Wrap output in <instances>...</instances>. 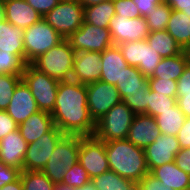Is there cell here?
<instances>
[{"instance_id":"6da1fadb","label":"cell","mask_w":190,"mask_h":190,"mask_svg":"<svg viewBox=\"0 0 190 190\" xmlns=\"http://www.w3.org/2000/svg\"><path fill=\"white\" fill-rule=\"evenodd\" d=\"M51 116L64 135H93L95 122L89 114L86 85L72 80L60 81Z\"/></svg>"},{"instance_id":"7a4b0ae2","label":"cell","mask_w":190,"mask_h":190,"mask_svg":"<svg viewBox=\"0 0 190 190\" xmlns=\"http://www.w3.org/2000/svg\"><path fill=\"white\" fill-rule=\"evenodd\" d=\"M108 164L111 171L137 183L150 173L144 149L135 146L127 139L105 142Z\"/></svg>"},{"instance_id":"3957f363","label":"cell","mask_w":190,"mask_h":190,"mask_svg":"<svg viewBox=\"0 0 190 190\" xmlns=\"http://www.w3.org/2000/svg\"><path fill=\"white\" fill-rule=\"evenodd\" d=\"M75 50L67 39L39 55L30 64L39 71L58 80H71Z\"/></svg>"},{"instance_id":"277c9868","label":"cell","mask_w":190,"mask_h":190,"mask_svg":"<svg viewBox=\"0 0 190 190\" xmlns=\"http://www.w3.org/2000/svg\"><path fill=\"white\" fill-rule=\"evenodd\" d=\"M80 136L65 135L56 145L42 172L54 183L61 184L67 169L79 160Z\"/></svg>"},{"instance_id":"5b68a950","label":"cell","mask_w":190,"mask_h":190,"mask_svg":"<svg viewBox=\"0 0 190 190\" xmlns=\"http://www.w3.org/2000/svg\"><path fill=\"white\" fill-rule=\"evenodd\" d=\"M135 113L122 101L95 122L94 136L104 142L126 139Z\"/></svg>"},{"instance_id":"8992f818","label":"cell","mask_w":190,"mask_h":190,"mask_svg":"<svg viewBox=\"0 0 190 190\" xmlns=\"http://www.w3.org/2000/svg\"><path fill=\"white\" fill-rule=\"evenodd\" d=\"M21 78L31 90L38 109L52 113L60 81L39 71L31 64L25 65Z\"/></svg>"},{"instance_id":"52a82bcc","label":"cell","mask_w":190,"mask_h":190,"mask_svg":"<svg viewBox=\"0 0 190 190\" xmlns=\"http://www.w3.org/2000/svg\"><path fill=\"white\" fill-rule=\"evenodd\" d=\"M64 38L43 18L23 31L25 64L55 47Z\"/></svg>"},{"instance_id":"ba28073f","label":"cell","mask_w":190,"mask_h":190,"mask_svg":"<svg viewBox=\"0 0 190 190\" xmlns=\"http://www.w3.org/2000/svg\"><path fill=\"white\" fill-rule=\"evenodd\" d=\"M43 19L67 39L83 25L84 7L79 0H60Z\"/></svg>"},{"instance_id":"9c48e42d","label":"cell","mask_w":190,"mask_h":190,"mask_svg":"<svg viewBox=\"0 0 190 190\" xmlns=\"http://www.w3.org/2000/svg\"><path fill=\"white\" fill-rule=\"evenodd\" d=\"M78 160L88 173L90 179L110 170L105 142L94 135L80 136Z\"/></svg>"},{"instance_id":"30bf717a","label":"cell","mask_w":190,"mask_h":190,"mask_svg":"<svg viewBox=\"0 0 190 190\" xmlns=\"http://www.w3.org/2000/svg\"><path fill=\"white\" fill-rule=\"evenodd\" d=\"M130 66L137 67L145 77H151L162 57L146 39L123 42L117 45Z\"/></svg>"},{"instance_id":"8fae6325","label":"cell","mask_w":190,"mask_h":190,"mask_svg":"<svg viewBox=\"0 0 190 190\" xmlns=\"http://www.w3.org/2000/svg\"><path fill=\"white\" fill-rule=\"evenodd\" d=\"M65 135L54 125L36 142L28 144L23 163V171H42L57 143Z\"/></svg>"},{"instance_id":"7c38bea8","label":"cell","mask_w":190,"mask_h":190,"mask_svg":"<svg viewBox=\"0 0 190 190\" xmlns=\"http://www.w3.org/2000/svg\"><path fill=\"white\" fill-rule=\"evenodd\" d=\"M75 52H103L114 45L108 28H101L83 22V25L67 38Z\"/></svg>"},{"instance_id":"4fadbf2b","label":"cell","mask_w":190,"mask_h":190,"mask_svg":"<svg viewBox=\"0 0 190 190\" xmlns=\"http://www.w3.org/2000/svg\"><path fill=\"white\" fill-rule=\"evenodd\" d=\"M87 105L94 122L121 102L117 87L102 80L86 85Z\"/></svg>"},{"instance_id":"5bb4252c","label":"cell","mask_w":190,"mask_h":190,"mask_svg":"<svg viewBox=\"0 0 190 190\" xmlns=\"http://www.w3.org/2000/svg\"><path fill=\"white\" fill-rule=\"evenodd\" d=\"M114 45L146 39L150 33L144 17L127 18L115 15L108 26Z\"/></svg>"},{"instance_id":"9a60e30c","label":"cell","mask_w":190,"mask_h":190,"mask_svg":"<svg viewBox=\"0 0 190 190\" xmlns=\"http://www.w3.org/2000/svg\"><path fill=\"white\" fill-rule=\"evenodd\" d=\"M181 147L177 136L161 134L144 149L149 171L166 163H172Z\"/></svg>"},{"instance_id":"2e32d148","label":"cell","mask_w":190,"mask_h":190,"mask_svg":"<svg viewBox=\"0 0 190 190\" xmlns=\"http://www.w3.org/2000/svg\"><path fill=\"white\" fill-rule=\"evenodd\" d=\"M101 69V52H75L71 80L84 85L94 83L100 80Z\"/></svg>"},{"instance_id":"e0dca14e","label":"cell","mask_w":190,"mask_h":190,"mask_svg":"<svg viewBox=\"0 0 190 190\" xmlns=\"http://www.w3.org/2000/svg\"><path fill=\"white\" fill-rule=\"evenodd\" d=\"M5 111L17 125L23 123L32 114L39 111L31 90L23 80L17 84L11 101Z\"/></svg>"},{"instance_id":"ac0fdd59","label":"cell","mask_w":190,"mask_h":190,"mask_svg":"<svg viewBox=\"0 0 190 190\" xmlns=\"http://www.w3.org/2000/svg\"><path fill=\"white\" fill-rule=\"evenodd\" d=\"M27 147L28 143L21 136L19 129L10 132L0 140V162L23 171Z\"/></svg>"},{"instance_id":"d6986e66","label":"cell","mask_w":190,"mask_h":190,"mask_svg":"<svg viewBox=\"0 0 190 190\" xmlns=\"http://www.w3.org/2000/svg\"><path fill=\"white\" fill-rule=\"evenodd\" d=\"M160 135L161 131L153 116L136 114L126 139L135 146L145 149L148 145L155 142Z\"/></svg>"},{"instance_id":"ffe728a7","label":"cell","mask_w":190,"mask_h":190,"mask_svg":"<svg viewBox=\"0 0 190 190\" xmlns=\"http://www.w3.org/2000/svg\"><path fill=\"white\" fill-rule=\"evenodd\" d=\"M42 18L26 0H4V19L14 26L25 30Z\"/></svg>"},{"instance_id":"44dd1931","label":"cell","mask_w":190,"mask_h":190,"mask_svg":"<svg viewBox=\"0 0 190 190\" xmlns=\"http://www.w3.org/2000/svg\"><path fill=\"white\" fill-rule=\"evenodd\" d=\"M101 64L100 80L112 85H116L117 81H120L124 68L129 65L117 45L101 52Z\"/></svg>"},{"instance_id":"7402d4cb","label":"cell","mask_w":190,"mask_h":190,"mask_svg":"<svg viewBox=\"0 0 190 190\" xmlns=\"http://www.w3.org/2000/svg\"><path fill=\"white\" fill-rule=\"evenodd\" d=\"M54 126L51 113L39 110L18 125L23 139L28 143L36 142Z\"/></svg>"},{"instance_id":"603a6c76","label":"cell","mask_w":190,"mask_h":190,"mask_svg":"<svg viewBox=\"0 0 190 190\" xmlns=\"http://www.w3.org/2000/svg\"><path fill=\"white\" fill-rule=\"evenodd\" d=\"M150 174L171 190H185L190 187V175L181 170L175 162L153 168Z\"/></svg>"},{"instance_id":"cb8c5ba5","label":"cell","mask_w":190,"mask_h":190,"mask_svg":"<svg viewBox=\"0 0 190 190\" xmlns=\"http://www.w3.org/2000/svg\"><path fill=\"white\" fill-rule=\"evenodd\" d=\"M23 31L5 19L0 21V50L16 54L25 63Z\"/></svg>"},{"instance_id":"d4e9b609","label":"cell","mask_w":190,"mask_h":190,"mask_svg":"<svg viewBox=\"0 0 190 190\" xmlns=\"http://www.w3.org/2000/svg\"><path fill=\"white\" fill-rule=\"evenodd\" d=\"M120 98L126 94L146 93L149 90L148 78L137 68L128 65L124 68L116 85Z\"/></svg>"},{"instance_id":"484cf974","label":"cell","mask_w":190,"mask_h":190,"mask_svg":"<svg viewBox=\"0 0 190 190\" xmlns=\"http://www.w3.org/2000/svg\"><path fill=\"white\" fill-rule=\"evenodd\" d=\"M166 30L183 50L190 45V16L172 10Z\"/></svg>"},{"instance_id":"4316f807","label":"cell","mask_w":190,"mask_h":190,"mask_svg":"<svg viewBox=\"0 0 190 190\" xmlns=\"http://www.w3.org/2000/svg\"><path fill=\"white\" fill-rule=\"evenodd\" d=\"M188 61L185 52L167 58H162L153 75L148 78H161L177 81L183 74Z\"/></svg>"},{"instance_id":"83f0119b","label":"cell","mask_w":190,"mask_h":190,"mask_svg":"<svg viewBox=\"0 0 190 190\" xmlns=\"http://www.w3.org/2000/svg\"><path fill=\"white\" fill-rule=\"evenodd\" d=\"M146 40L150 47L158 52L162 58L172 57L183 52L182 47L167 30L150 32Z\"/></svg>"},{"instance_id":"f1b7e54d","label":"cell","mask_w":190,"mask_h":190,"mask_svg":"<svg viewBox=\"0 0 190 190\" xmlns=\"http://www.w3.org/2000/svg\"><path fill=\"white\" fill-rule=\"evenodd\" d=\"M115 15L113 0L84 7V21L97 27L108 28L110 20Z\"/></svg>"},{"instance_id":"f546056e","label":"cell","mask_w":190,"mask_h":190,"mask_svg":"<svg viewBox=\"0 0 190 190\" xmlns=\"http://www.w3.org/2000/svg\"><path fill=\"white\" fill-rule=\"evenodd\" d=\"M155 120L161 134L177 136L186 120V116L181 112L178 104H176L174 107L156 116Z\"/></svg>"},{"instance_id":"4dcf8cb0","label":"cell","mask_w":190,"mask_h":190,"mask_svg":"<svg viewBox=\"0 0 190 190\" xmlns=\"http://www.w3.org/2000/svg\"><path fill=\"white\" fill-rule=\"evenodd\" d=\"M97 190H136V183L114 171H106L91 179Z\"/></svg>"},{"instance_id":"1f68e13d","label":"cell","mask_w":190,"mask_h":190,"mask_svg":"<svg viewBox=\"0 0 190 190\" xmlns=\"http://www.w3.org/2000/svg\"><path fill=\"white\" fill-rule=\"evenodd\" d=\"M23 190H54L55 184L42 171H21Z\"/></svg>"},{"instance_id":"d6a6232c","label":"cell","mask_w":190,"mask_h":190,"mask_svg":"<svg viewBox=\"0 0 190 190\" xmlns=\"http://www.w3.org/2000/svg\"><path fill=\"white\" fill-rule=\"evenodd\" d=\"M172 9L167 3L158 4L152 13L145 17L150 32L166 30Z\"/></svg>"},{"instance_id":"836d02e7","label":"cell","mask_w":190,"mask_h":190,"mask_svg":"<svg viewBox=\"0 0 190 190\" xmlns=\"http://www.w3.org/2000/svg\"><path fill=\"white\" fill-rule=\"evenodd\" d=\"M177 104V99L173 97H168L162 93H156L150 90V96H148V107L147 114L153 116L154 118L164 111L169 110Z\"/></svg>"},{"instance_id":"e575fe53","label":"cell","mask_w":190,"mask_h":190,"mask_svg":"<svg viewBox=\"0 0 190 190\" xmlns=\"http://www.w3.org/2000/svg\"><path fill=\"white\" fill-rule=\"evenodd\" d=\"M22 75L0 74V110L8 107L17 84L22 80Z\"/></svg>"},{"instance_id":"d590c367","label":"cell","mask_w":190,"mask_h":190,"mask_svg":"<svg viewBox=\"0 0 190 190\" xmlns=\"http://www.w3.org/2000/svg\"><path fill=\"white\" fill-rule=\"evenodd\" d=\"M25 65L16 54L0 50V74L22 75Z\"/></svg>"},{"instance_id":"8d00e7d4","label":"cell","mask_w":190,"mask_h":190,"mask_svg":"<svg viewBox=\"0 0 190 190\" xmlns=\"http://www.w3.org/2000/svg\"><path fill=\"white\" fill-rule=\"evenodd\" d=\"M89 181H91V179L88 173L80 165V163L77 162L72 167L67 169V172L64 174L63 181L61 184L76 188L82 187Z\"/></svg>"},{"instance_id":"74e56055","label":"cell","mask_w":190,"mask_h":190,"mask_svg":"<svg viewBox=\"0 0 190 190\" xmlns=\"http://www.w3.org/2000/svg\"><path fill=\"white\" fill-rule=\"evenodd\" d=\"M148 96H150V89L146 93L126 94L121 98V101L125 103L136 114H147Z\"/></svg>"},{"instance_id":"f35d334b","label":"cell","mask_w":190,"mask_h":190,"mask_svg":"<svg viewBox=\"0 0 190 190\" xmlns=\"http://www.w3.org/2000/svg\"><path fill=\"white\" fill-rule=\"evenodd\" d=\"M149 89L165 96L176 98L177 81L161 78H148Z\"/></svg>"},{"instance_id":"ab89813d","label":"cell","mask_w":190,"mask_h":190,"mask_svg":"<svg viewBox=\"0 0 190 190\" xmlns=\"http://www.w3.org/2000/svg\"><path fill=\"white\" fill-rule=\"evenodd\" d=\"M113 4L116 15L127 18H136L141 16L138 7L132 0H113Z\"/></svg>"},{"instance_id":"60d3db41","label":"cell","mask_w":190,"mask_h":190,"mask_svg":"<svg viewBox=\"0 0 190 190\" xmlns=\"http://www.w3.org/2000/svg\"><path fill=\"white\" fill-rule=\"evenodd\" d=\"M21 170L3 165L0 162V188L4 187L6 184L15 182L20 178Z\"/></svg>"},{"instance_id":"b9f144b4","label":"cell","mask_w":190,"mask_h":190,"mask_svg":"<svg viewBox=\"0 0 190 190\" xmlns=\"http://www.w3.org/2000/svg\"><path fill=\"white\" fill-rule=\"evenodd\" d=\"M136 190H171V189L164 187L160 180H158L153 175L148 173L136 183Z\"/></svg>"},{"instance_id":"7bdbcfd3","label":"cell","mask_w":190,"mask_h":190,"mask_svg":"<svg viewBox=\"0 0 190 190\" xmlns=\"http://www.w3.org/2000/svg\"><path fill=\"white\" fill-rule=\"evenodd\" d=\"M17 129L18 125L11 116L6 111L0 110V140Z\"/></svg>"},{"instance_id":"ee69618b","label":"cell","mask_w":190,"mask_h":190,"mask_svg":"<svg viewBox=\"0 0 190 190\" xmlns=\"http://www.w3.org/2000/svg\"><path fill=\"white\" fill-rule=\"evenodd\" d=\"M190 94V63H187L183 74L177 80V95Z\"/></svg>"},{"instance_id":"f6af8a7d","label":"cell","mask_w":190,"mask_h":190,"mask_svg":"<svg viewBox=\"0 0 190 190\" xmlns=\"http://www.w3.org/2000/svg\"><path fill=\"white\" fill-rule=\"evenodd\" d=\"M60 0H26L43 17L51 11Z\"/></svg>"},{"instance_id":"bcb514c9","label":"cell","mask_w":190,"mask_h":190,"mask_svg":"<svg viewBox=\"0 0 190 190\" xmlns=\"http://www.w3.org/2000/svg\"><path fill=\"white\" fill-rule=\"evenodd\" d=\"M175 164L190 175V148H183L176 154Z\"/></svg>"},{"instance_id":"7dc6e473","label":"cell","mask_w":190,"mask_h":190,"mask_svg":"<svg viewBox=\"0 0 190 190\" xmlns=\"http://www.w3.org/2000/svg\"><path fill=\"white\" fill-rule=\"evenodd\" d=\"M177 140L181 149L190 148V118L186 117V120L177 134Z\"/></svg>"},{"instance_id":"c3c4849f","label":"cell","mask_w":190,"mask_h":190,"mask_svg":"<svg viewBox=\"0 0 190 190\" xmlns=\"http://www.w3.org/2000/svg\"><path fill=\"white\" fill-rule=\"evenodd\" d=\"M139 9L140 15L146 17L152 13L153 8L158 5V0H132Z\"/></svg>"},{"instance_id":"681fc988","label":"cell","mask_w":190,"mask_h":190,"mask_svg":"<svg viewBox=\"0 0 190 190\" xmlns=\"http://www.w3.org/2000/svg\"><path fill=\"white\" fill-rule=\"evenodd\" d=\"M172 10L181 11L190 16V0H166Z\"/></svg>"},{"instance_id":"f907efd6","label":"cell","mask_w":190,"mask_h":190,"mask_svg":"<svg viewBox=\"0 0 190 190\" xmlns=\"http://www.w3.org/2000/svg\"><path fill=\"white\" fill-rule=\"evenodd\" d=\"M177 104L181 112L188 118H190V94H184V96H176Z\"/></svg>"},{"instance_id":"816d5d0a","label":"cell","mask_w":190,"mask_h":190,"mask_svg":"<svg viewBox=\"0 0 190 190\" xmlns=\"http://www.w3.org/2000/svg\"><path fill=\"white\" fill-rule=\"evenodd\" d=\"M0 190H23L21 178H19L15 182L6 184L4 187L0 188Z\"/></svg>"},{"instance_id":"f5cc1de1","label":"cell","mask_w":190,"mask_h":190,"mask_svg":"<svg viewBox=\"0 0 190 190\" xmlns=\"http://www.w3.org/2000/svg\"><path fill=\"white\" fill-rule=\"evenodd\" d=\"M106 1L110 0H79V2L82 4L83 7L97 5L101 2H106Z\"/></svg>"},{"instance_id":"db71d44e","label":"cell","mask_w":190,"mask_h":190,"mask_svg":"<svg viewBox=\"0 0 190 190\" xmlns=\"http://www.w3.org/2000/svg\"><path fill=\"white\" fill-rule=\"evenodd\" d=\"M74 190H97V189L94 186V184L92 183V181H89L88 183H86L82 187H76V188H74Z\"/></svg>"},{"instance_id":"11a10c76","label":"cell","mask_w":190,"mask_h":190,"mask_svg":"<svg viewBox=\"0 0 190 190\" xmlns=\"http://www.w3.org/2000/svg\"><path fill=\"white\" fill-rule=\"evenodd\" d=\"M54 190H74V188L63 184H55Z\"/></svg>"},{"instance_id":"9f6ffc18","label":"cell","mask_w":190,"mask_h":190,"mask_svg":"<svg viewBox=\"0 0 190 190\" xmlns=\"http://www.w3.org/2000/svg\"><path fill=\"white\" fill-rule=\"evenodd\" d=\"M4 19V2H0V21Z\"/></svg>"},{"instance_id":"6f0895ef","label":"cell","mask_w":190,"mask_h":190,"mask_svg":"<svg viewBox=\"0 0 190 190\" xmlns=\"http://www.w3.org/2000/svg\"><path fill=\"white\" fill-rule=\"evenodd\" d=\"M183 51L186 54L188 63H190V45H188Z\"/></svg>"},{"instance_id":"680465c9","label":"cell","mask_w":190,"mask_h":190,"mask_svg":"<svg viewBox=\"0 0 190 190\" xmlns=\"http://www.w3.org/2000/svg\"><path fill=\"white\" fill-rule=\"evenodd\" d=\"M166 3V0H158V4Z\"/></svg>"}]
</instances>
